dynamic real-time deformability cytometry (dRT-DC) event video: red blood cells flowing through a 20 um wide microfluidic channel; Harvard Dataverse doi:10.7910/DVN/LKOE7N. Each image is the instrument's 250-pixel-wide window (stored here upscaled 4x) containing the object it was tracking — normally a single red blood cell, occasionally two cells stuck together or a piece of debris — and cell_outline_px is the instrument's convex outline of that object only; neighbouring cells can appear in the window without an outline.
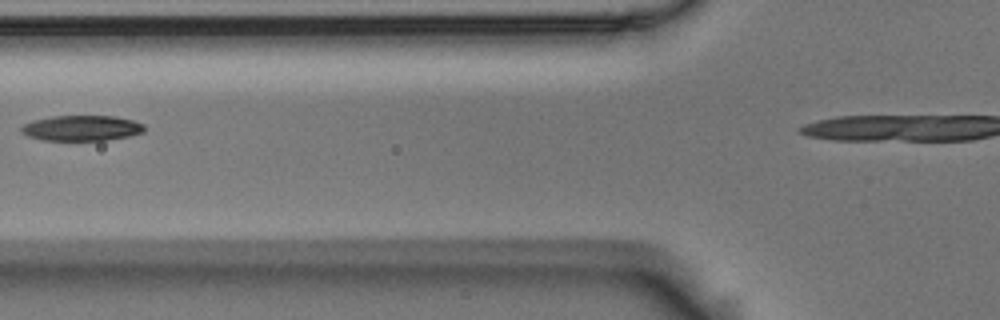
{"species": "Egyptian fruit bat (a non-hibernating species)", "species_latin": "Rousettus aegyptiacus", "temperature_condition": "room temperature", "stored_images_in_passage": 3, "camera_frame_rate_fps": 3000, "um_per_image_px": 0.085, "animal": {"sex": "male"}, "frame": {"image": 1, "passage_image": 2, "time_ms": 0.333, "image_size_px": [1000, 320], "cell_outline_px": [[144, 132], [128, 136], [104, 140], [44, 140], [28, 136], [20, 132], [20, 128], [24, 124], [32, 120], [52, 116], [112, 116], [132, 120], [144, 124]], "centroid_in_image_um": [6.91, 10.88], "position_along_channel_um": 118.9, "area_um2": 18.15}}
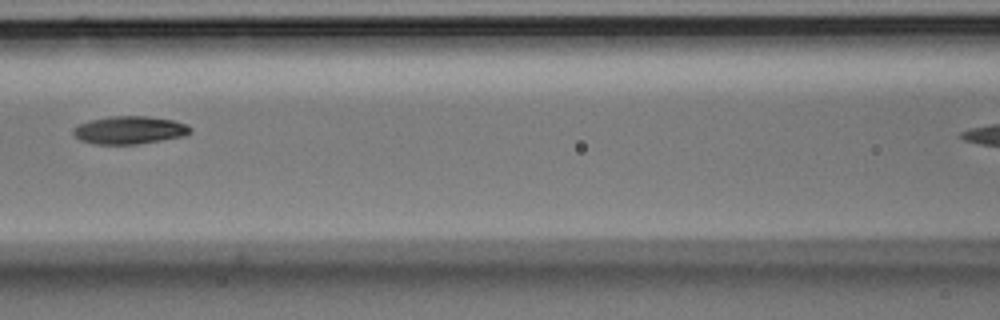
{"frame": {"image": 2, "passage_image": 3, "time_ms": 0.667, "image_size_px": [1000, 320], "cell_outline_px": [[192, 132], [184, 136], [136, 144], [96, 144], [80, 140], [72, 132], [72, 128], [80, 124], [92, 120], [112, 116], [148, 116], [172, 120], [188, 124], [192, 128]], "centroid_in_image_um": [11.04, 11.05], "position_along_channel_um": 155.6, "area_um2": 18.9}}